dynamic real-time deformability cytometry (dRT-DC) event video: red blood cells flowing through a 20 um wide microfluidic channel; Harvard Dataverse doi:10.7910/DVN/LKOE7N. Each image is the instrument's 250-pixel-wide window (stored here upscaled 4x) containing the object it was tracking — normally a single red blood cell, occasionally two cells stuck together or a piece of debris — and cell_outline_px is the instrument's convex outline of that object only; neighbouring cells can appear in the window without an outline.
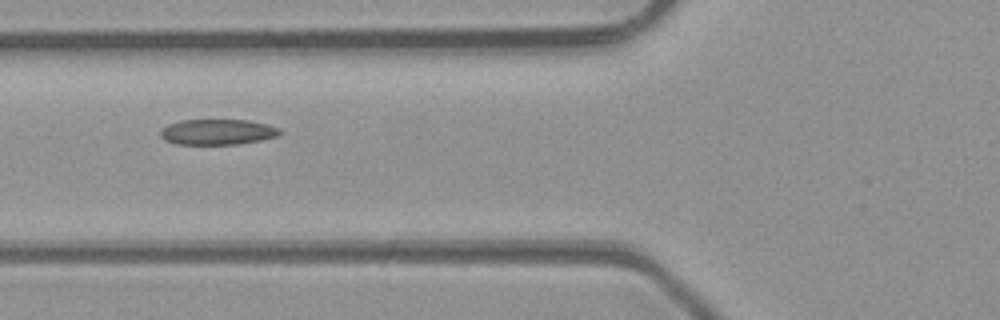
{"species": "common noctule bat (a hibernating species)", "species_latin": "Nyctalus noctula", "temperature_condition": "room temperature", "stored_images_in_passage": 2, "camera_frame_rate_fps": 3000, "um_per_image_px": 0.085, "animal": {"sex": "male", "body_mass_g": 23.1, "forearm_length_mm": 52.7}, "frame": {"image": 1, "passage_image": 2, "time_ms": 1.0, "image_size_px": [1000, 320], "cell_outline_px": [[284, 132], [280, 136], [240, 144], [176, 144], [164, 140], [160, 136], [160, 128], [168, 124], [180, 120], [248, 120], [268, 124], [280, 128]], "centroid_in_image_um": [18.51, 11.21], "position_along_channel_um": 107.3, "area_um2": 18.09}}